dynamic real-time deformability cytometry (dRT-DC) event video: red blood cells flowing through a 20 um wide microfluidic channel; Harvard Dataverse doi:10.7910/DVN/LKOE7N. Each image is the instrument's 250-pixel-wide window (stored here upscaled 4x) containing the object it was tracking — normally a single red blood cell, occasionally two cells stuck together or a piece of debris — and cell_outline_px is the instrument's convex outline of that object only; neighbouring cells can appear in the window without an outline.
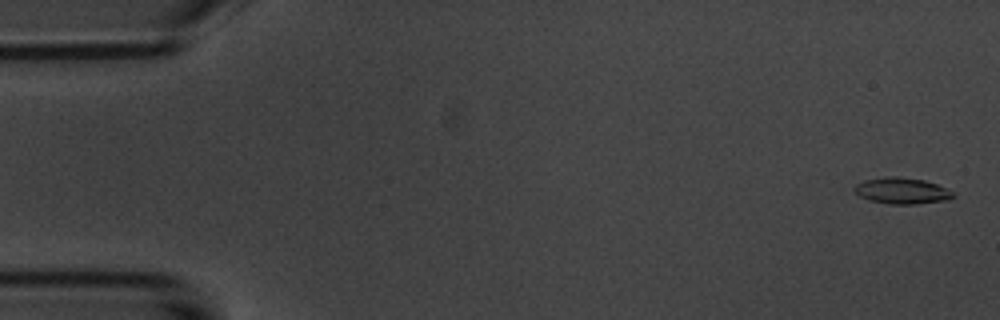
{"species": "common noctule bat (a hibernating species)", "species_latin": "Nyctalus noctula", "temperature_condition": "room temperature", "stored_images_in_passage": 55, "camera_frame_rate_fps": 3000, "um_per_image_px": 0.085, "animal": {"sex": "male", "body_mass_g": 20.1, "forearm_length_mm": 53.5}, "frame": {"image": 1, "passage_image": 2, "time_ms": 0.333, "image_size_px": [1000, 320], "cell_outline_px": [[956, 196], [948, 200], [916, 204], [888, 204], [868, 200], [860, 196], [852, 188], [856, 184], [864, 180], [888, 176], [896, 176], [924, 180], [936, 184], [956, 192]], "centroid_in_image_um": [76.68, 16.22], "position_along_channel_um": 8.3, "area_um2": 15.26}}
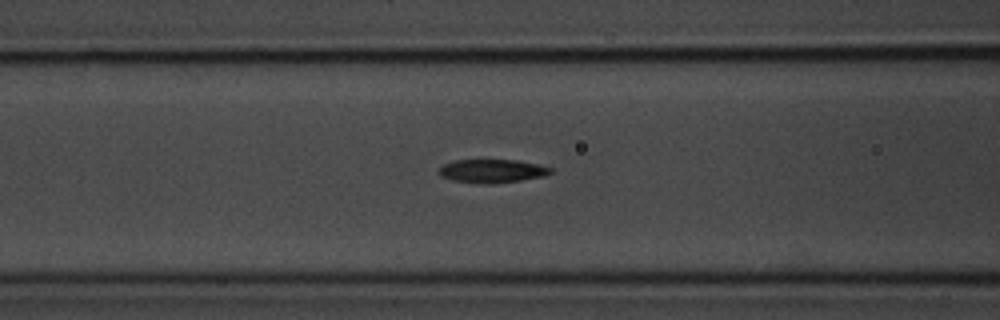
{"frame": {"image": 2, "passage_image": 22, "time_ms": 7.0, "image_size_px": [1000, 320], "cell_outline_px": [[552, 172], [544, 176], [520, 180], [492, 184], [480, 184], [452, 180], [440, 176], [436, 172], [444, 164], [456, 160], [516, 160], [536, 164], [552, 168]], "centroid_in_image_um": [41.79, 14.54], "position_along_channel_um": 124.8, "area_um2": 15.26}}
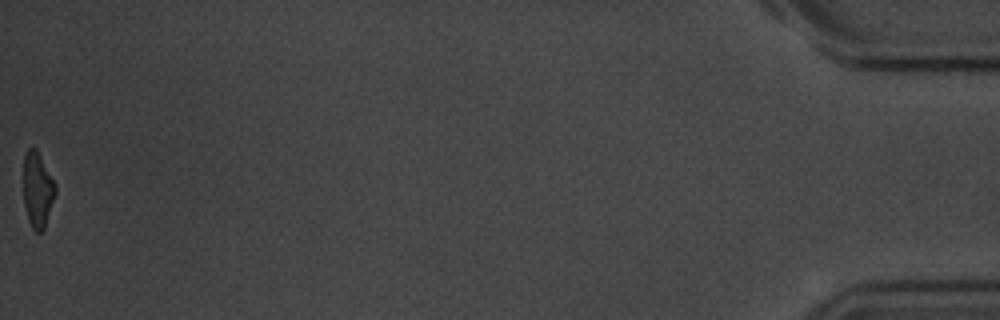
{"frame": {"image": 3, "passage_image": 55, "time_ms": 18.0, "image_size_px": [1000, 320], "cell_outline_px": [[56, 192], [44, 228], [40, 232], [36, 232], [32, 228], [28, 220], [24, 204], [24, 156], [28, 148], [36, 148], [56, 184]], "centroid_in_image_um": [3.19, 16.13], "position_along_channel_um": 432.0, "area_um2": 13.87}, "authors_computed_cell_mechanics": {"area_um2": 15.028, "velocity_mm_per_s": 3.706, "shape_relaxation_time_tau1_ms": 3.172, "shape_relaxation_time_tau2_ms": 1.3676, "deformation_change_tau1": 0.152, "deformation_change_tau2": 0.0864}}